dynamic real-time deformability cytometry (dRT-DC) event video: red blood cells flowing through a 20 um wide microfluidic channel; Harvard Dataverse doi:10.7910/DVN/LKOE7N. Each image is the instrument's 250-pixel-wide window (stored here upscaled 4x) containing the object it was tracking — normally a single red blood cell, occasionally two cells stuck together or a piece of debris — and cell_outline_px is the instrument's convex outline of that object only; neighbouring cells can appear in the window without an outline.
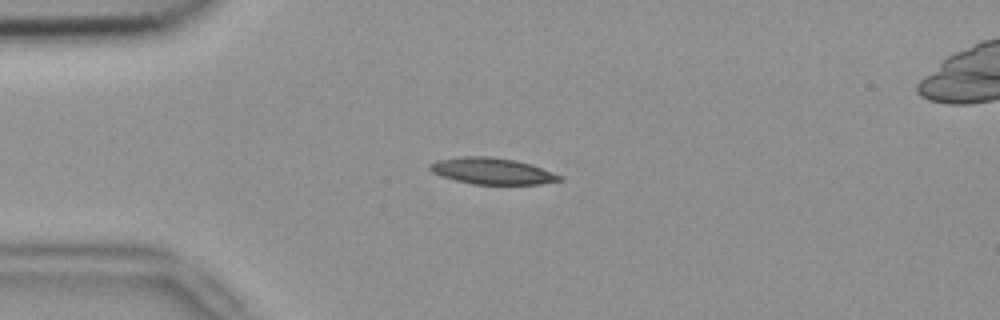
{"species": "common noctule bat (a hibernating species)", "species_latin": "Nyctalus noctula", "temperature_condition": "room temperature", "stored_images_in_passage": 4, "camera_frame_rate_fps": 3000, "um_per_image_px": 0.085, "animal": {"sex": "female", "body_mass_g": 18.4}, "frame": {"image": 1, "passage_image": 1, "time_ms": 0.0, "image_size_px": [1000, 320], "cell_outline_px": [[564, 180], [540, 184], [472, 184], [440, 176], [432, 172], [428, 168], [428, 164], [436, 160], [460, 156], [488, 156], [516, 160], [564, 176]], "centroid_in_image_um": [41.79, 14.54], "position_along_channel_um": 43.2, "area_um2": 20.0}}